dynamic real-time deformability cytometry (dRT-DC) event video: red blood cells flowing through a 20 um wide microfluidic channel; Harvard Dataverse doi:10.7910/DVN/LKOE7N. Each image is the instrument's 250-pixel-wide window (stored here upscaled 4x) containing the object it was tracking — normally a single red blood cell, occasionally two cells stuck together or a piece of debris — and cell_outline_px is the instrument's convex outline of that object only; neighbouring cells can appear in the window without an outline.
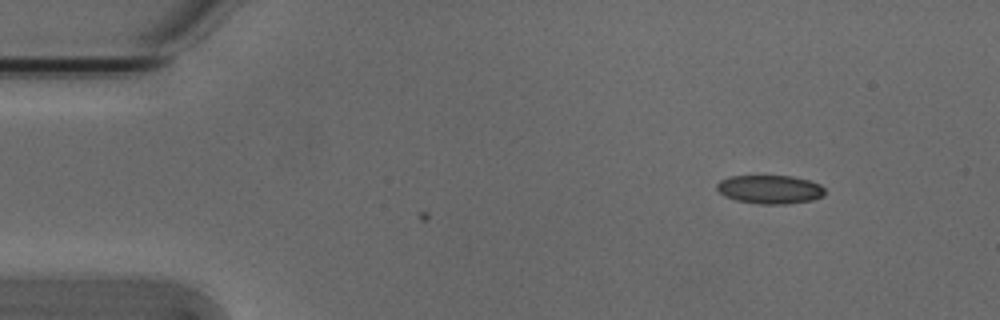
{"species": "Egyptian fruit bat (a non-hibernating species)", "species_latin": "Rousettus aegyptiacus", "temperature_condition": "cold", "stored_images_in_passage": 9, "camera_frame_rate_fps": 3000, "um_per_image_px": 0.085, "animal": {"sex": "male"}, "frame": {"image": 1, "passage_image": 9, "time_ms": 2.667, "image_size_px": [1000, 320], "cell_outline_px": [[824, 196], [812, 200], [784, 204], [760, 204], [736, 200], [724, 196], [716, 188], [716, 184], [720, 180], [732, 176], [792, 176], [808, 180], [820, 184], [824, 188]], "centroid_in_image_um": [65.44, 16.1], "position_along_channel_um": 19.6, "area_um2": 17.98}}